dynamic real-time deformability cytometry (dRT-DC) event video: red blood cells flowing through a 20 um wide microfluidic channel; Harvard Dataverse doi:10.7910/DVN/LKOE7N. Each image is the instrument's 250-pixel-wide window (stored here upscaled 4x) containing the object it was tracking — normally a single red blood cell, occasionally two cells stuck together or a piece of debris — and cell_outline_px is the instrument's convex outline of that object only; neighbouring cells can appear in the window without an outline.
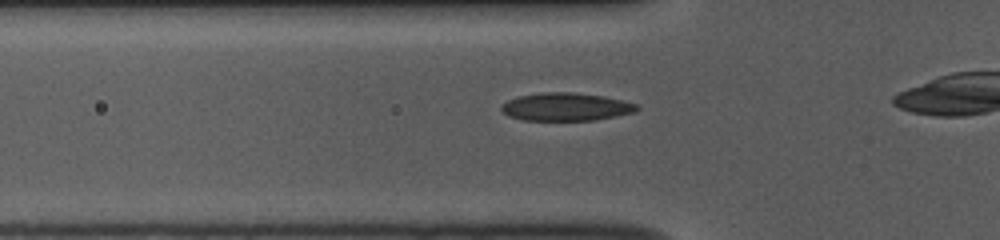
{"species": "common noctule bat (a hibernating species)", "species_latin": "Nyctalus noctula", "temperature_condition": "room temperature", "stored_images_in_passage": 16, "camera_frame_rate_fps": 3000, "um_per_image_px": 0.085, "animal": {"sex": "female", "body_mass_g": 10.0, "forearm_length_mm": 53.1}, "frame": {"image": 1, "passage_image": 7, "time_ms": 2.0, "image_size_px": [1000, 240], "cell_outline_px": [[640, 108], [636, 112], [596, 120], [524, 120], [508, 116], [500, 108], [500, 104], [516, 96], [540, 92], [572, 92], [604, 96], [640, 104]], "centroid_in_image_um": [48.12, 9.07], "position_along_channel_um": 77.7, "area_um2": 22.37}}
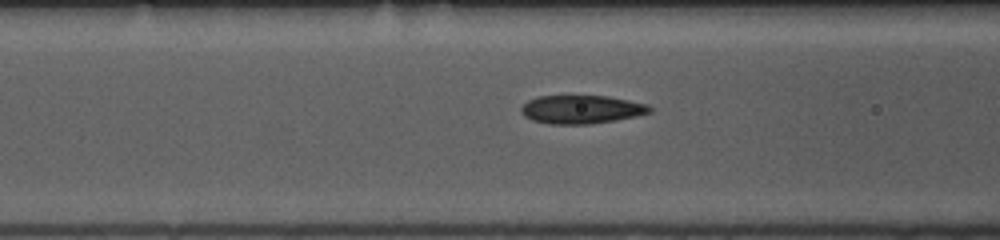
{"frame": {"image": 2, "passage_image": 10, "time_ms": 3.0, "image_size_px": [1000, 240], "cell_outline_px": [[652, 112], [636, 116], [616, 120], [592, 124], [552, 124], [532, 120], [524, 116], [520, 112], [520, 108], [528, 100], [536, 96], [608, 96], [648, 104], [652, 108]], "centroid_in_image_um": [49.42, 9.3], "position_along_channel_um": 117.2, "area_um2": 21.39}}
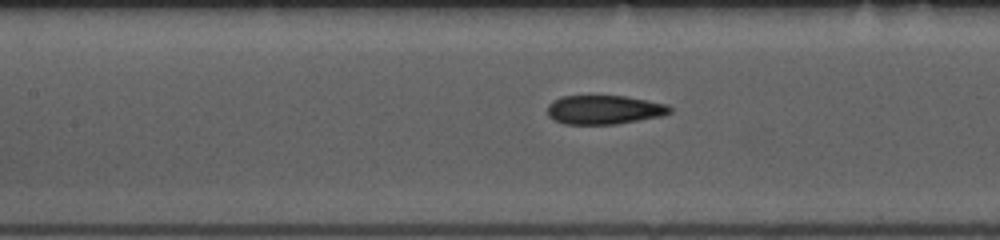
{"frame": {"image": 3, "passage_image": 13, "time_ms": 4.0, "image_size_px": [1000, 240], "cell_outline_px": [[672, 112], [664, 116], [616, 124], [564, 124], [552, 120], [548, 116], [548, 104], [552, 100], [560, 96], [624, 96], [668, 104], [672, 108]], "centroid_in_image_um": [51.35, 9.33], "position_along_channel_um": 156.0, "area_um2": 20.92}}